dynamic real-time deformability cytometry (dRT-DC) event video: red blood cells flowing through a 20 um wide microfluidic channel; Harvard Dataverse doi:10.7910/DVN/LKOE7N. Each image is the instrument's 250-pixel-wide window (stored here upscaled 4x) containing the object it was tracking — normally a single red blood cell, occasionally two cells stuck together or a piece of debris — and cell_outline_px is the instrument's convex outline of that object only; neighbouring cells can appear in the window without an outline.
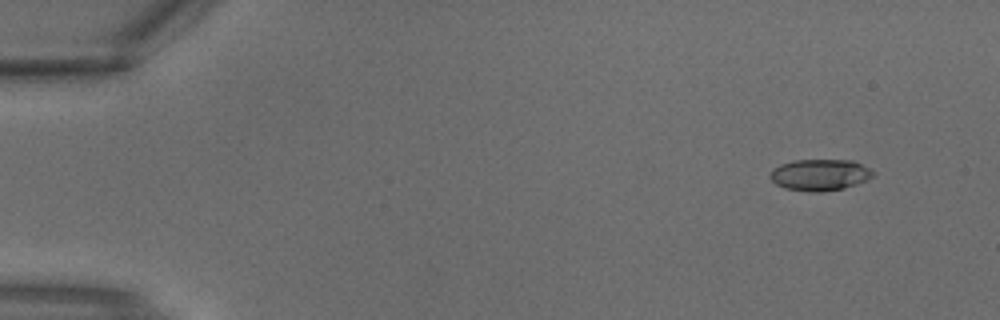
{"species": "common noctule bat (a hibernating species)", "species_latin": "Nyctalus noctula", "temperature_condition": "warm", "stored_images_in_passage": 3, "camera_frame_rate_fps": 3000, "um_per_image_px": 0.085, "animal": {"sex": "male", "body_mass_g": 18.8}, "frame": {"image": 1, "passage_image": 1, "time_ms": 0.0, "image_size_px": [1000, 320], "cell_outline_px": [[872, 176], [868, 180], [844, 188], [820, 192], [812, 192], [784, 188], [776, 184], [768, 176], [772, 168], [780, 164], [796, 160], [852, 160], [868, 168], [872, 172]], "centroid_in_image_um": [69.64, 14.86], "position_along_channel_um": 15.4, "area_um2": 18.79}}
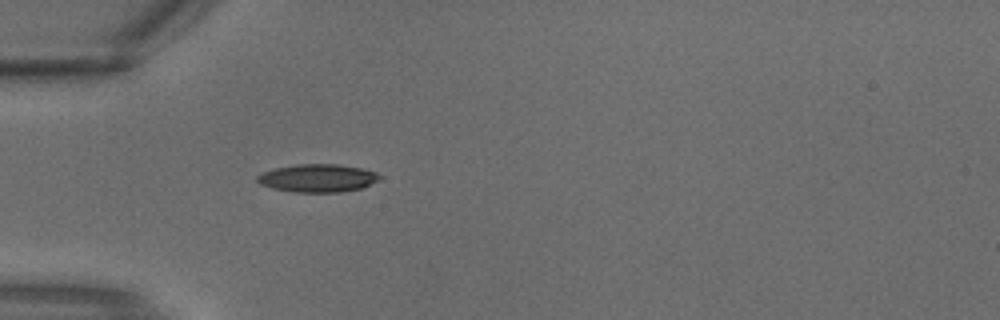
{"frame": {"image": 2, "passage_image": 3, "time_ms": 0.667, "image_size_px": [1000, 320], "cell_outline_px": [[380, 180], [360, 188], [340, 192], [296, 192], [272, 188], [260, 184], [256, 180], [256, 176], [264, 172], [276, 168], [296, 164], [340, 164], [360, 168], [376, 172], [380, 176]], "centroid_in_image_um": [27.0, 15.13], "position_along_channel_um": 58.0, "area_um2": 19.83}}